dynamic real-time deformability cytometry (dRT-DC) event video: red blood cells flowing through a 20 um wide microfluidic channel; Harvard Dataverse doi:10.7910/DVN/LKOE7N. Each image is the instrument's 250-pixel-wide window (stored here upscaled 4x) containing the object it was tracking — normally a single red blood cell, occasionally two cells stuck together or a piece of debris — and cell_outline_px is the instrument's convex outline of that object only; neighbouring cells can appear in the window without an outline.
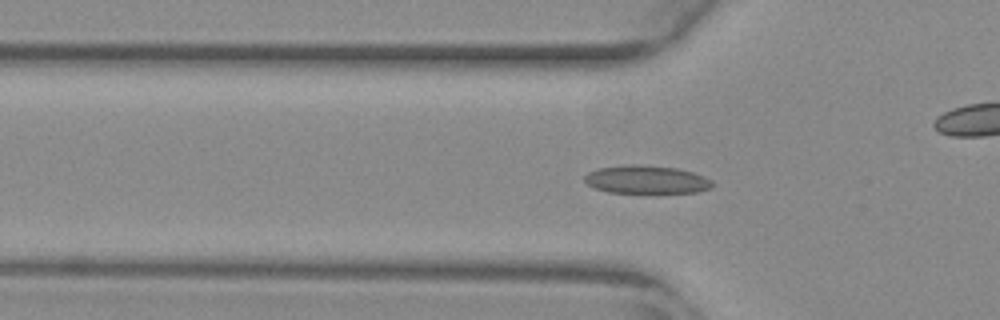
{"species": "common noctule bat (a hibernating species)", "species_latin": "Nyctalus noctula", "temperature_condition": "warm", "stored_images_in_passage": 53, "camera_frame_rate_fps": 3000, "um_per_image_px": 0.085, "animal": {"sex": "female", "body_mass_g": 29.2, "forearm_length_mm": 56.3}, "frame": {"image": 1, "passage_image": 16, "time_ms": 5.0, "image_size_px": [1000, 320], "cell_outline_px": [[716, 184], [712, 188], [696, 192], [608, 192], [596, 188], [588, 184], [584, 180], [584, 176], [588, 172], [596, 168], [628, 164], [640, 164], [676, 168], [692, 172], [704, 176], [712, 180]], "centroid_in_image_um": [54.96, 15.25], "position_along_channel_um": 70.8, "area_um2": 20.98}}
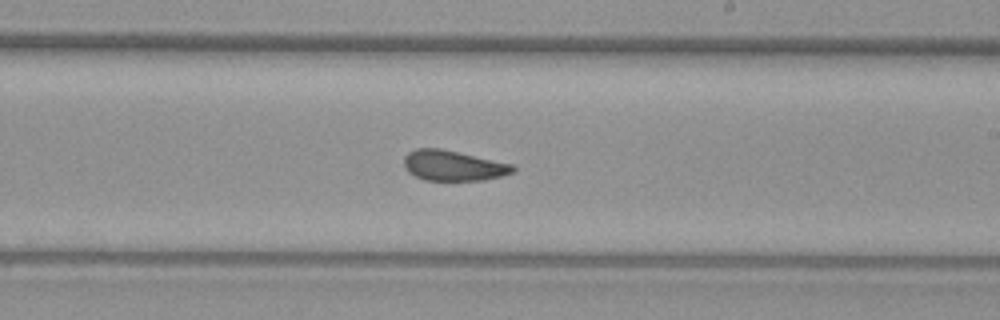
{"frame": {"image": 2, "passage_image": 30, "time_ms": 9.667, "image_size_px": [1000, 320], "cell_outline_px": [[516, 168], [512, 172], [500, 176], [484, 180], [424, 180], [408, 172], [404, 168], [404, 156], [408, 152], [416, 148], [440, 148], [512, 164]], "centroid_in_image_um": [38.48, 14.07], "position_along_channel_um": 250.5, "area_um2": 19.13}}
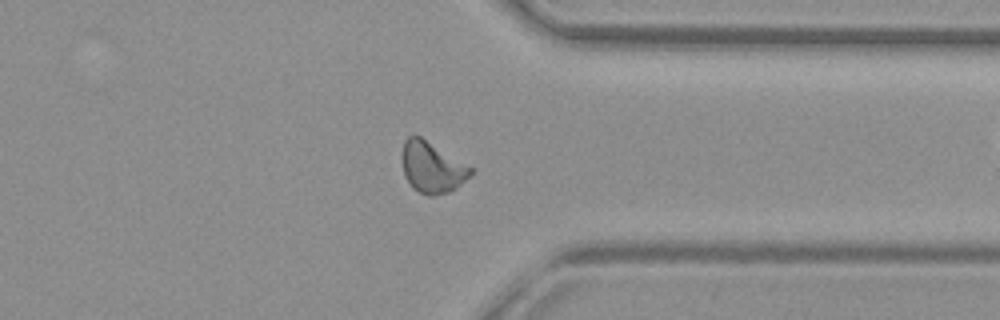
{"frame": {"image": 3, "passage_image": 40, "time_ms": 13.0, "image_size_px": [1000, 320], "cell_outline_px": [[472, 172], [456, 188], [448, 192], [436, 196], [428, 196], [412, 188], [404, 176], [400, 160], [400, 152], [404, 140], [408, 136], [420, 136], [472, 168]], "centroid_in_image_um": [36.63, 14.23], "position_along_channel_um": 374.8, "area_um2": 20.4}, "authors_computed_cell_mechanics": {"area_um2": 20.1722, "velocity_mm_per_s": 3.8431, "shape_relaxation_time_tau1_ms": null, "shape_relaxation_time_tau2_ms": 1.5496, "deformation_change_tau1": null, "deformation_change_tau2": 0.0648}}